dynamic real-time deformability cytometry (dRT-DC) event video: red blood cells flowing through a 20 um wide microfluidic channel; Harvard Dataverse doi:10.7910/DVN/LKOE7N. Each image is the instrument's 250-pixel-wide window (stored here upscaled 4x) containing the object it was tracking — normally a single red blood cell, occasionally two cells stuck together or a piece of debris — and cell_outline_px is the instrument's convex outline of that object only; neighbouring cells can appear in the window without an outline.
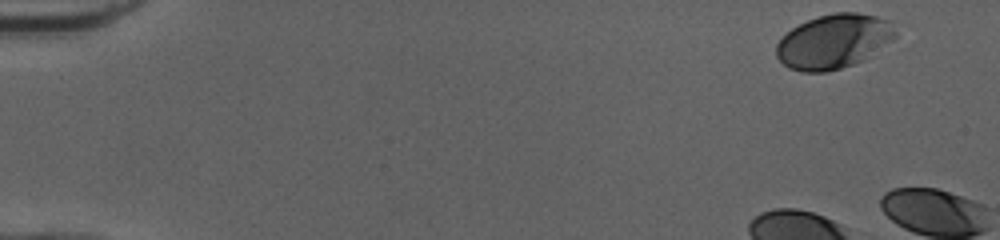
{"species": "human", "species_latin": "Homo sapiens", "temperature_condition": "cold", "stored_images_in_passage": 6, "camera_frame_rate_fps": 3000, "um_per_image_px": 0.085, "donor": {"sex": "female"}, "frame": {"image": 1, "passage_image": 1, "time_ms": 0.0, "image_size_px": [1000, 240], "cell_outline_px": [[896, 36], [892, 40], [864, 60], [828, 72], [804, 72], [788, 68], [776, 56], [776, 44], [792, 28], [808, 20], [820, 16], [836, 12], [856, 12], [876, 16], [888, 20], [896, 32]], "centroid_in_image_um": [70.86, 3.53], "position_along_channel_um": 14.1, "area_um2": 37.4}}